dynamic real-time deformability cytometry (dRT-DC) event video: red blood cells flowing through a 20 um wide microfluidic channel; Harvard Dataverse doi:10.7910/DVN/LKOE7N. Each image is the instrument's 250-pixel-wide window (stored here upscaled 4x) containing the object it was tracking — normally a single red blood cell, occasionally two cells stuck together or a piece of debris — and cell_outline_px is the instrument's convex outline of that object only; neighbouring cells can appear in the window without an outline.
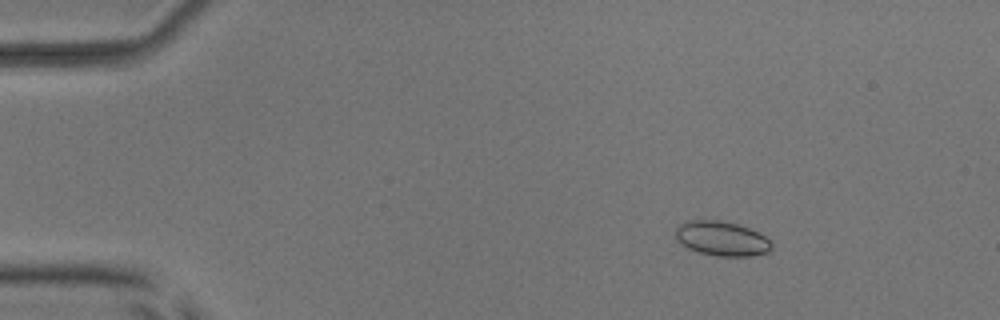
{"species": "common noctule bat (a hibernating species)", "species_latin": "Nyctalus noctula", "temperature_condition": "room temperature", "stored_images_in_passage": 49, "camera_frame_rate_fps": 3000, "um_per_image_px": 0.085, "animal": {"sex": "male", "body_mass_g": 17.9, "forearm_length_mm": 54.2}, "frame": {"image": 1, "passage_image": 8, "time_ms": 2.333, "image_size_px": [1000, 320], "cell_outline_px": [[772, 252], [752, 256], [716, 256], [700, 252], [688, 248], [680, 244], [676, 240], [676, 228], [684, 220], [720, 220], [736, 224], [760, 232], [772, 244]], "centroid_in_image_um": [61.35, 20.28], "position_along_channel_um": 23.6, "area_um2": 19.54}}
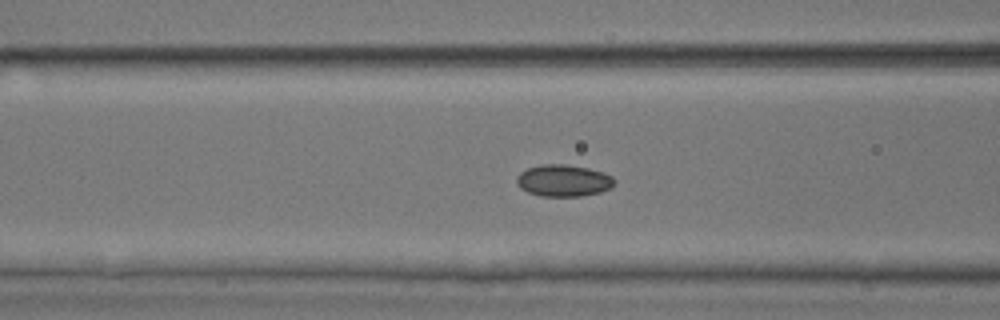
{"frame": {"image": 2, "passage_image": 22, "time_ms": 7.0, "image_size_px": [1000, 320], "cell_outline_px": [[616, 184], [612, 188], [600, 192], [580, 196], [540, 196], [528, 192], [520, 188], [516, 184], [516, 176], [520, 172], [528, 168], [540, 164], [568, 164], [588, 168], [612, 176], [616, 180]], "centroid_in_image_um": [47.89, 15.35], "position_along_channel_um": 118.7, "area_um2": 18.32}}
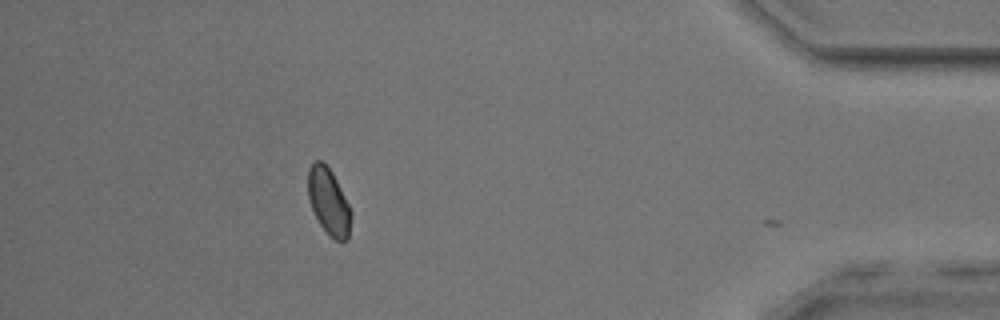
{"frame": {"image": 3, "passage_image": 48, "time_ms": 15.667, "image_size_px": [1000, 320], "cell_outline_px": [[352, 216], [348, 240], [336, 240], [320, 224], [312, 208], [308, 196], [308, 168], [316, 160], [320, 160], [332, 172], [352, 212]], "centroid_in_image_um": [27.94, 17.13], "position_along_channel_um": 407.3, "area_um2": 16.3}, "authors_computed_cell_mechanics": {"area_um2": 17.6868, "velocity_mm_per_s": 3.8913, "shape_relaxation_time_tau1_ms": null, "shape_relaxation_time_tau2_ms": 3.4352, "deformation_change_tau1": null, "deformation_change_tau2": 0.0537}}